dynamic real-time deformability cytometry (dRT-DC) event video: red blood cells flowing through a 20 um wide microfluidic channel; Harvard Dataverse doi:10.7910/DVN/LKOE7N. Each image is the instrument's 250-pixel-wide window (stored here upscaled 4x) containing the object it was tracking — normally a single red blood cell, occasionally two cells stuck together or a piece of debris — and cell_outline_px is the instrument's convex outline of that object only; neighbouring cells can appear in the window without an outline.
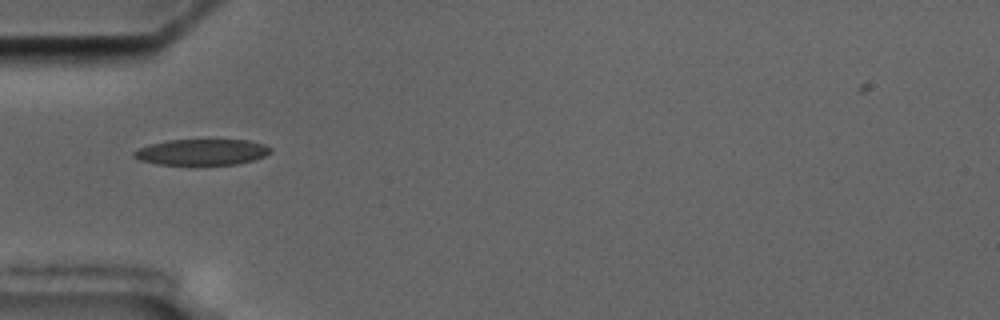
{"species": "common noctule bat (a hibernating species)", "species_latin": "Nyctalus noctula", "temperature_condition": "cold", "stored_images_in_passage": 37, "camera_frame_rate_fps": 3000, "um_per_image_px": 0.085, "animal": {"sex": "male", "body_mass_g": 17.5, "forearm_length_mm": 52.3}, "frame": {"image": 1, "passage_image": 1, "time_ms": 0.0, "image_size_px": [1000, 320], "cell_outline_px": [[272, 152], [264, 156], [252, 160], [236, 164], [192, 168], [156, 164], [140, 160], [132, 156], [132, 152], [148, 144], [168, 140], [248, 140], [264, 144], [272, 148]], "centroid_in_image_um": [17.11, 12.98], "position_along_channel_um": 67.9, "area_um2": 21.73}}
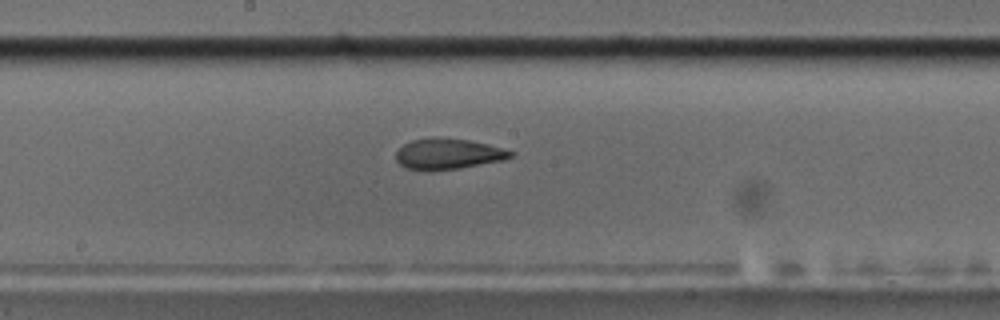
{"frame": {"image": 2, "passage_image": 13, "time_ms": 4.0, "image_size_px": [1000, 320], "cell_outline_px": [[516, 152], [512, 156], [504, 160], [460, 168], [428, 172], [408, 168], [400, 164], [396, 160], [396, 152], [404, 144], [412, 140], [468, 140], [488, 144]], "centroid_in_image_um": [38.12, 13.14], "position_along_channel_um": 210.1, "area_um2": 20.0}}
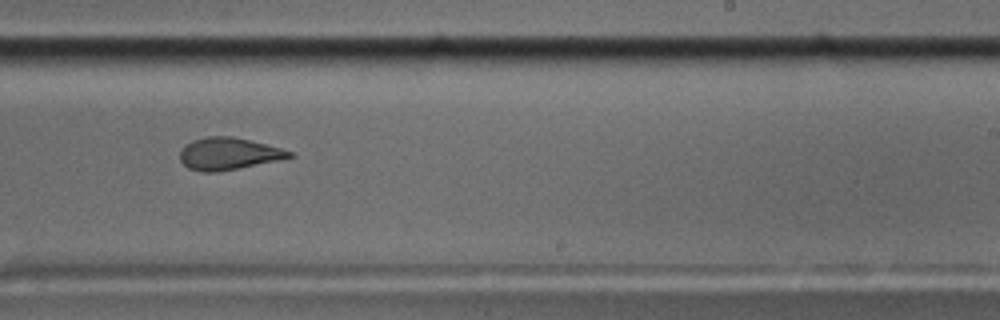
{"frame": {"image": 3, "passage_image": 18, "time_ms": 5.667, "image_size_px": [1000, 320], "cell_outline_px": [[296, 156], [280, 160], [216, 172], [200, 172], [188, 168], [180, 160], [180, 152], [184, 144], [192, 140], [208, 136], [232, 136], [280, 148], [292, 152]], "centroid_in_image_um": [19.39, 13.07], "position_along_channel_um": 269.6, "area_um2": 20.4}, "authors_computed_cell_mechanics": {"area_um2": 21.386, "velocity_mm_per_s": 3.5617, "shape_relaxation_time_tau1_ms": null, "shape_relaxation_time_tau2_ms": 2.7466, "deformation_change_tau1": null, "deformation_change_tau2": 0.0961}}